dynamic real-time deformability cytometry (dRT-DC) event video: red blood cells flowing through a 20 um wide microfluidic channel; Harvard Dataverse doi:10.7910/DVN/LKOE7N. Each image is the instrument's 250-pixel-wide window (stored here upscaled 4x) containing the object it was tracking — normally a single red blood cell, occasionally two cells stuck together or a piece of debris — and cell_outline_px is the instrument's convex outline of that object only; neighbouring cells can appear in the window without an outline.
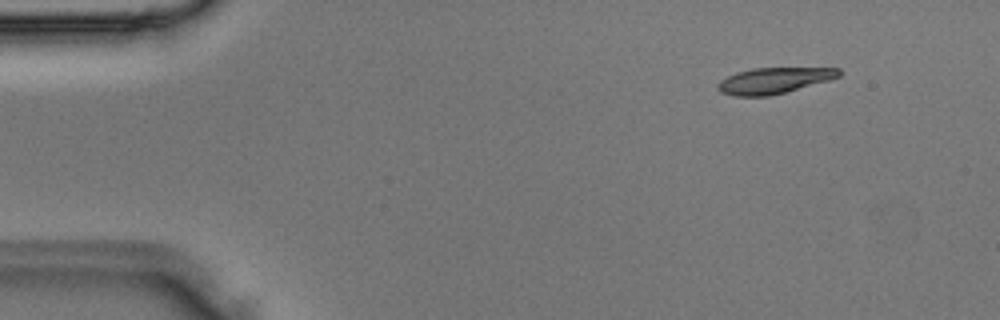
{"species": "Egyptian fruit bat (a non-hibernating species)", "species_latin": "Rousettus aegyptiacus", "temperature_condition": "room temperature", "stored_images_in_passage": 2, "camera_frame_rate_fps": 3000, "um_per_image_px": 0.085, "animal": {"sex": "male"}, "frame": {"image": 1, "passage_image": 1, "time_ms": 0.0, "image_size_px": [1000, 320], "cell_outline_px": [[840, 76], [828, 80], [784, 92], [768, 96], [732, 96], [720, 92], [716, 88], [716, 84], [720, 80], [736, 72], [752, 68], [840, 68]], "centroid_in_image_um": [65.71, 6.84], "position_along_channel_um": 19.3, "area_um2": 18.21}}